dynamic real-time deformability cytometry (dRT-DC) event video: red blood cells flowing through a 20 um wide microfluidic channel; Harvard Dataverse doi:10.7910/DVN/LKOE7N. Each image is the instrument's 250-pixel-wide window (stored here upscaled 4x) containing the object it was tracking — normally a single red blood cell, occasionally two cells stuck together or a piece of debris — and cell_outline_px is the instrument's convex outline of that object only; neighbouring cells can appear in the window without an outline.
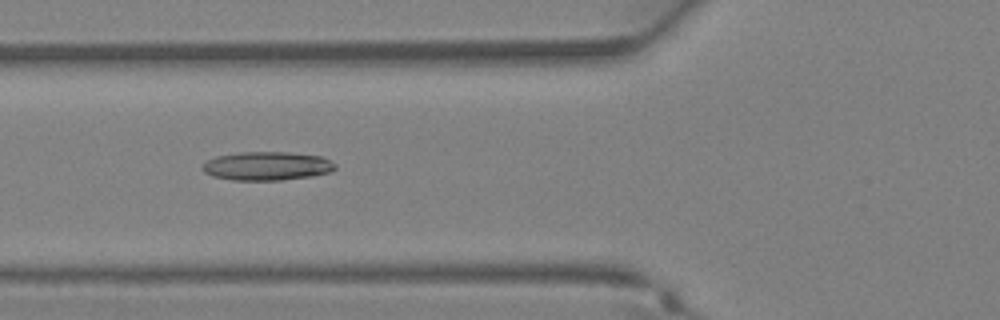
{"species": "Egyptian fruit bat (a non-hibernating species)", "species_latin": "Rousettus aegyptiacus", "temperature_condition": "warm", "stored_images_in_passage": 37, "camera_frame_rate_fps": 3000, "um_per_image_px": 0.085, "animal": {"sex": "female"}, "frame": {"image": 1, "passage_image": 14, "time_ms": 4.333, "image_size_px": [1000, 320], "cell_outline_px": [[336, 168], [328, 172], [312, 176], [280, 180], [232, 180], [212, 176], [204, 172], [200, 168], [208, 160], [216, 156], [240, 152], [288, 152], [320, 156], [336, 164]], "centroid_in_image_um": [22.66, 14.11], "position_along_channel_um": 103.1, "area_um2": 22.08}}
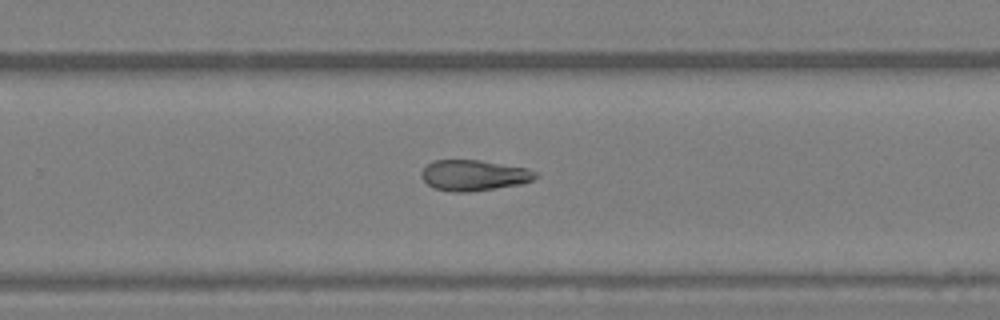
{"frame": {"image": 2, "passage_image": 24, "time_ms": 7.667, "image_size_px": [1000, 320], "cell_outline_px": [[540, 176], [532, 180], [520, 184], [468, 192], [452, 192], [436, 188], [428, 184], [420, 176], [420, 172], [432, 160], [480, 160], [528, 168], [536, 172]], "centroid_in_image_um": [40.28, 14.89], "position_along_channel_um": 289.5, "area_um2": 20.4}}
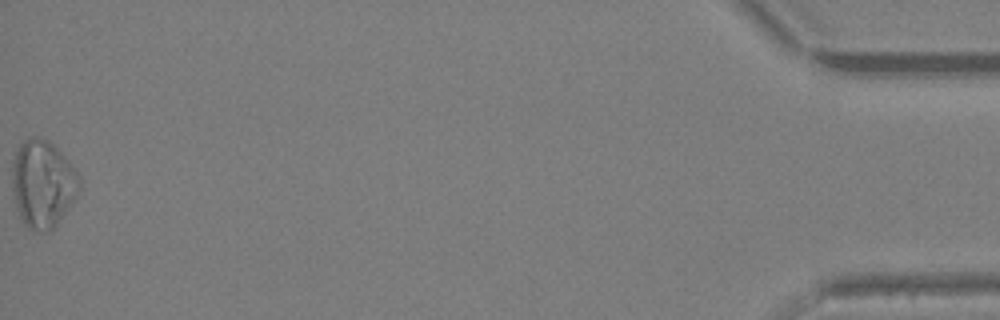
{"frame": {"image": 3, "passage_image": 37, "time_ms": 12.0, "image_size_px": [1000, 320], "cell_outline_px": [[80, 192], [56, 224], [52, 228], [28, 228], [24, 224], [16, 208], [12, 188], [12, 160], [16, 148], [24, 140], [32, 136], [36, 136], [48, 140], [64, 156], [80, 176]], "centroid_in_image_um": [3.61, 15.56], "position_along_channel_um": 431.6, "area_um2": 33.93}}